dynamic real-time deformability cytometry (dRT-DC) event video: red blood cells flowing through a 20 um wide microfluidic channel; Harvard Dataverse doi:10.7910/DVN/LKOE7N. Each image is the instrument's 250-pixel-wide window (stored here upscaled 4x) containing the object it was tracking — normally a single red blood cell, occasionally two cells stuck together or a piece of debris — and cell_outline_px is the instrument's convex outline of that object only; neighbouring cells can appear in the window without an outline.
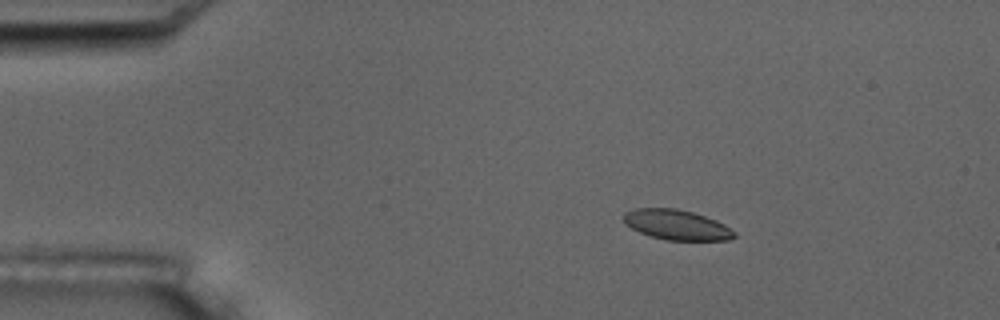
{"species": "common noctule bat (a hibernating species)", "species_latin": "Nyctalus noctula", "temperature_condition": "room temperature", "stored_images_in_passage": 5, "camera_frame_rate_fps": 3000, "um_per_image_px": 0.085, "animal": {"sex": "male", "body_mass_g": 17.5, "forearm_length_mm": 52.3}, "frame": {"image": 1, "passage_image": 3, "time_ms": 2.333, "image_size_px": [1000, 320], "cell_outline_px": [[736, 236], [728, 240], [664, 240], [640, 232], [632, 228], [624, 220], [624, 212], [636, 208], [676, 208], [692, 212], [716, 220], [724, 224], [736, 232]], "centroid_in_image_um": [57.54, 19.11], "position_along_channel_um": 27.5, "area_um2": 19.25}}